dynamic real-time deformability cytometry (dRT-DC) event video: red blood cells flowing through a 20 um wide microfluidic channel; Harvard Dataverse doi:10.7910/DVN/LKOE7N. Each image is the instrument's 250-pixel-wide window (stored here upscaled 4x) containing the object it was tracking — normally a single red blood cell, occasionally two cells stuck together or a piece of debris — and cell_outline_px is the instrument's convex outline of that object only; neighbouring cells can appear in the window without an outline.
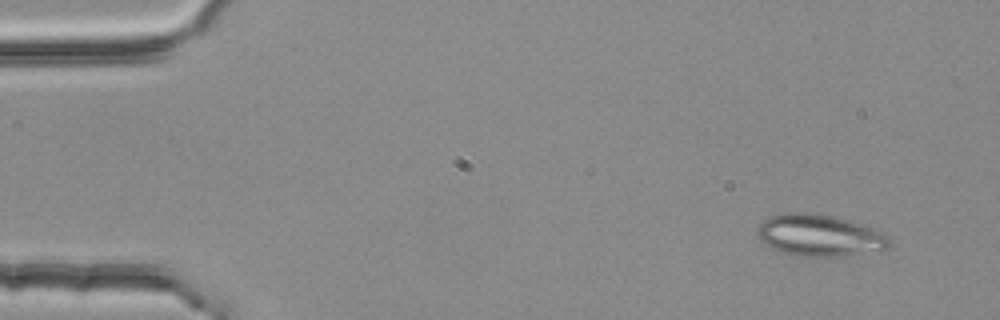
{"species": "common noctule bat (a hibernating species)", "species_latin": "Nyctalus noctula", "temperature_condition": "room temperature", "stored_images_in_passage": 3, "camera_frame_rate_fps": 3000, "um_per_image_px": 0.085, "animal": {"sex": "female", "body_mass_g": 25.1}, "frame": {"image": 1, "passage_image": 1, "time_ms": 0.0, "image_size_px": [1000, 320], "cell_outline_px": [[892, 240], [888, 248], [880, 252], [840, 256], [804, 256], [784, 252], [772, 248], [760, 240], [756, 236], [760, 224], [768, 216], [788, 212], [820, 212], [848, 220], [884, 232]], "centroid_in_image_um": [69.71, 20.0], "position_along_channel_um": 15.3, "area_um2": 32.48}}